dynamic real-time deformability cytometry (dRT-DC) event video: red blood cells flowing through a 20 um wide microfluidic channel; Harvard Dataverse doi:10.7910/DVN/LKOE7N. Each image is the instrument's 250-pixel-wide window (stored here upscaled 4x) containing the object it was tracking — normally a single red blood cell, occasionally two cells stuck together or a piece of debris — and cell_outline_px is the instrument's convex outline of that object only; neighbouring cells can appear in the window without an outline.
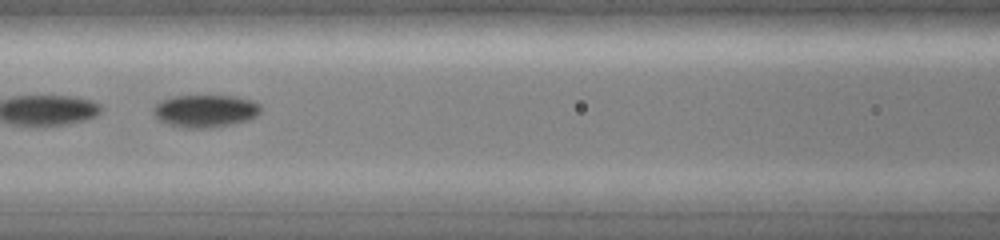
{"species": "common noctule bat (a hibernating species)", "species_latin": "Nyctalus noctula", "temperature_condition": "cold", "stored_images_in_passage": 41, "camera_frame_rate_fps": 3000, "um_per_image_px": 0.085, "animal": {"sex": "female", "body_mass_g": 19.0, "forearm_length_mm": 51.5}, "frame": {"image": 1, "passage_image": 18, "time_ms": 5.667, "image_size_px": [1000, 240], "cell_outline_px": [[260, 112], [256, 116], [248, 120], [232, 124], [208, 128], [188, 128], [168, 124], [160, 120], [152, 112], [152, 108], [160, 100], [176, 96], [232, 96], [248, 100], [260, 104]], "centroid_in_image_um": [17.42, 9.43], "position_along_channel_um": 149.2, "area_um2": 20.17}}